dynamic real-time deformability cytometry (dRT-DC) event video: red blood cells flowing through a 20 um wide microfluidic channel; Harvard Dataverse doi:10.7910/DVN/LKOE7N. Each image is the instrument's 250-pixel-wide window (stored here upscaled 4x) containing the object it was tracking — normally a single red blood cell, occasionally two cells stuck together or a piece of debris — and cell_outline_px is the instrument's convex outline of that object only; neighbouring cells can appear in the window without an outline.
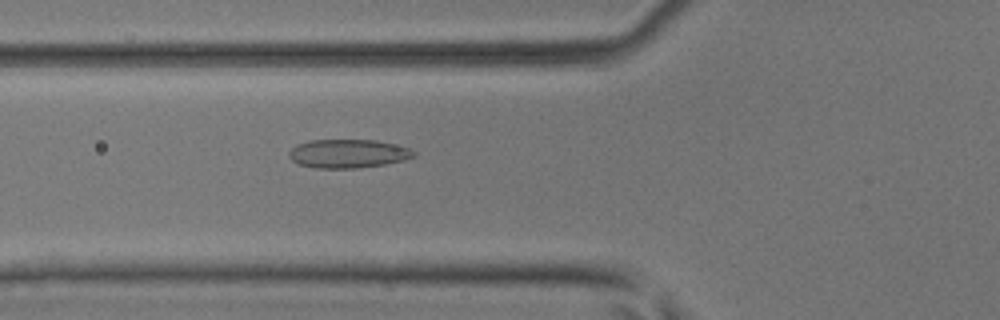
{"species": "common noctule bat (a hibernating species)", "species_latin": "Nyctalus noctula", "temperature_condition": "room temperature", "stored_images_in_passage": 37, "camera_frame_rate_fps": 3000, "um_per_image_px": 0.085, "animal": {"sex": "male", "body_mass_g": 17.9, "forearm_length_mm": 54.2}, "frame": {"image": 1, "passage_image": 6, "time_ms": 1.667, "image_size_px": [1000, 320], "cell_outline_px": [[416, 156], [404, 160], [384, 164], [356, 168], [316, 168], [300, 164], [292, 160], [288, 156], [288, 152], [296, 144], [312, 140], [376, 140], [408, 148], [416, 152]], "centroid_in_image_um": [29.57, 13.05], "position_along_channel_um": 96.2, "area_um2": 20.69}}
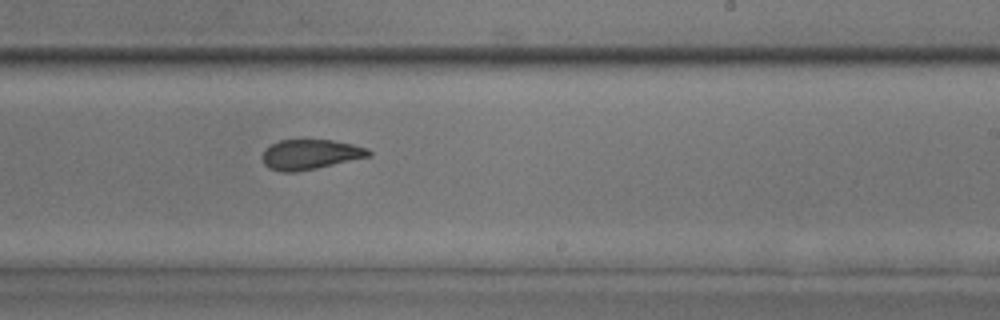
{"frame": {"image": 2, "passage_image": 18, "time_ms": 5.667, "image_size_px": [1000, 320], "cell_outline_px": [[372, 156], [316, 168], [296, 172], [280, 172], [268, 168], [264, 164], [260, 156], [272, 144], [280, 140], [332, 140], [352, 144], [368, 148], [372, 152]], "centroid_in_image_um": [26.38, 13.13], "position_along_channel_um": 262.6, "area_um2": 18.61}}
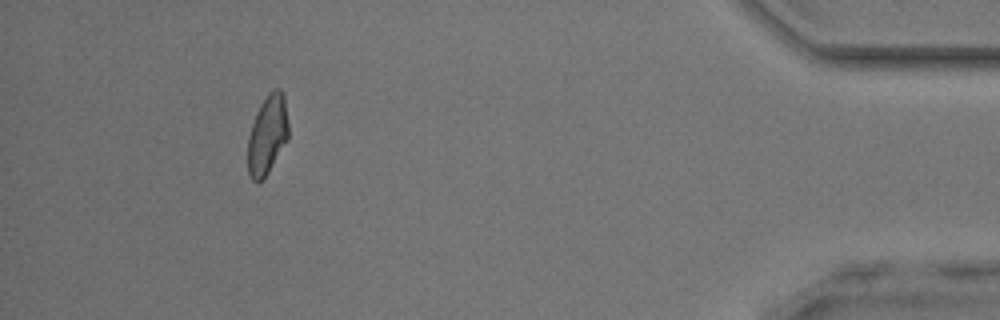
{"frame": {"image": 3, "passage_image": 33, "time_ms": 10.667, "image_size_px": [1000, 320], "cell_outline_px": [[288, 140], [264, 180], [256, 184], [252, 180], [248, 172], [248, 136], [256, 112], [260, 104], [268, 92], [272, 88], [280, 88], [284, 96], [288, 124]], "centroid_in_image_um": [22.73, 11.48], "position_along_channel_um": 412.5, "area_um2": 19.13}, "authors_computed_cell_mechanics": {"area_um2": 19.1318, "velocity_mm_per_s": 4.1702, "shape_relaxation_time_tau1_ms": null, "shape_relaxation_time_tau2_ms": 1.6234, "deformation_change_tau1": null, "deformation_change_tau2": 0.0735}}